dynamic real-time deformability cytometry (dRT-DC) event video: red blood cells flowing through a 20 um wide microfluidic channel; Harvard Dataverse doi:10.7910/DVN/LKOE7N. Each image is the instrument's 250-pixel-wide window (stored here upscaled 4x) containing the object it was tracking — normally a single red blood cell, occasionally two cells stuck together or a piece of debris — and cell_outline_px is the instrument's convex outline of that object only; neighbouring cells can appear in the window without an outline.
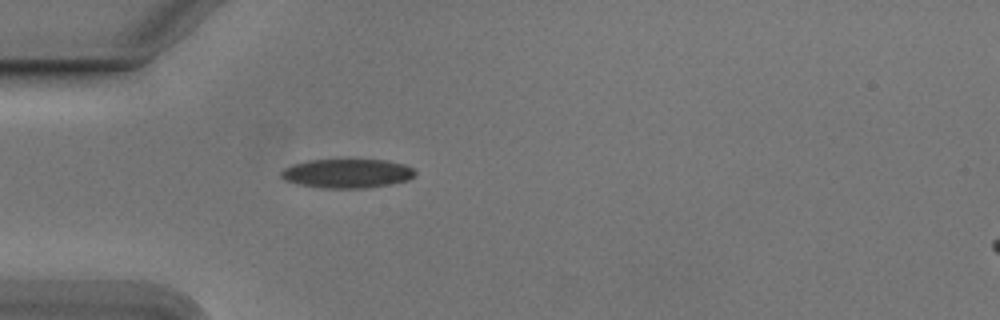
{"species": "Egyptian fruit bat (a non-hibernating species)", "species_latin": "Rousettus aegyptiacus", "temperature_condition": "cold", "stored_images_in_passage": 11, "camera_frame_rate_fps": 3000, "um_per_image_px": 0.085, "animal": {"sex": "male"}, "frame": {"image": 1, "passage_image": 1, "time_ms": 0.0, "image_size_px": [1000, 320], "cell_outline_px": [[416, 172], [408, 180], [388, 184], [364, 188], [320, 188], [300, 184], [284, 180], [280, 176], [280, 172], [284, 168], [292, 164], [308, 160], [348, 156], [388, 160], [404, 164], [412, 168]], "centroid_in_image_um": [29.47, 14.67], "position_along_channel_um": 55.5, "area_um2": 23.76}}
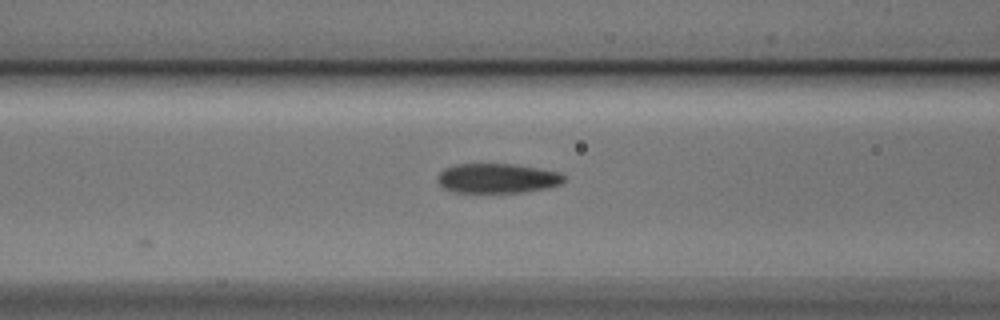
{"frame": {"image": 2, "passage_image": 7, "time_ms": 2.0, "image_size_px": [1000, 320], "cell_outline_px": [[564, 180], [560, 184], [544, 188], [524, 192], [452, 192], [444, 188], [436, 180], [436, 176], [444, 168], [456, 164], [516, 164], [560, 172], [564, 176]], "centroid_in_image_um": [42.23, 15.15], "position_along_channel_um": 124.4, "area_um2": 21.85}}
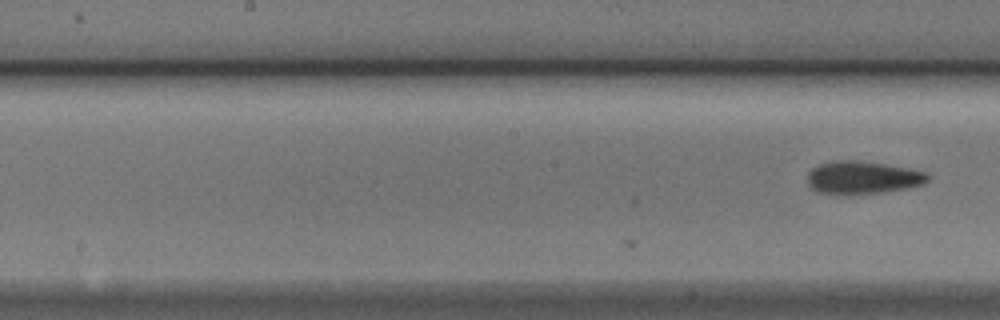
{"frame": {"image": 3, "passage_image": 11, "time_ms": 3.333, "image_size_px": [1000, 320], "cell_outline_px": [[928, 180], [924, 184], [884, 192], [848, 196], [836, 196], [816, 192], [808, 184], [808, 172], [812, 168], [820, 164], [836, 160], [856, 160], [884, 164], [908, 168], [924, 172], [928, 176]], "centroid_in_image_um": [73.25, 15.12], "position_along_channel_um": 174.9, "area_um2": 23.35}}